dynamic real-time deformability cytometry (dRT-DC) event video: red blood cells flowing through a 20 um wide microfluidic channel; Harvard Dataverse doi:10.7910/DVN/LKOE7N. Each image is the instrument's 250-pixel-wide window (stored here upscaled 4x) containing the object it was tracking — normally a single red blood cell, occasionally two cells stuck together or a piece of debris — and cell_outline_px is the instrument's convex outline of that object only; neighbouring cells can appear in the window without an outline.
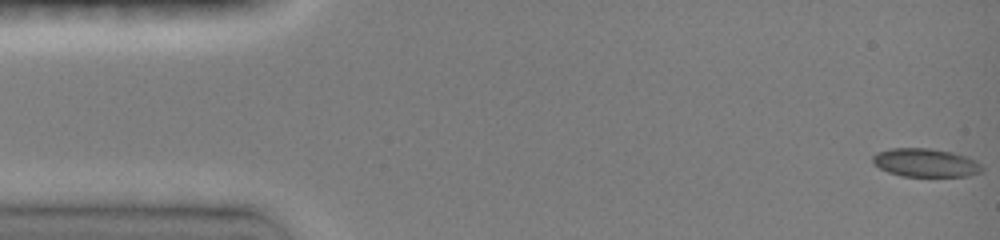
{"species": "common noctule bat (a hibernating species)", "species_latin": "Nyctalus noctula", "temperature_condition": "room temperature", "stored_images_in_passage": 47, "camera_frame_rate_fps": 3000, "um_per_image_px": 0.085, "animal": {"sex": "female", "body_mass_g": 19.0, "forearm_length_mm": 51.5}, "frame": {"image": 1, "passage_image": 1, "time_ms": 0.0, "image_size_px": [1000, 240], "cell_outline_px": [[984, 172], [968, 176], [900, 176], [888, 172], [872, 164], [872, 156], [876, 152], [892, 148], [928, 148], [952, 152], [964, 156], [980, 164], [984, 168]], "centroid_in_image_um": [78.64, 13.84], "position_along_channel_um": 6.4, "area_um2": 18.15}}
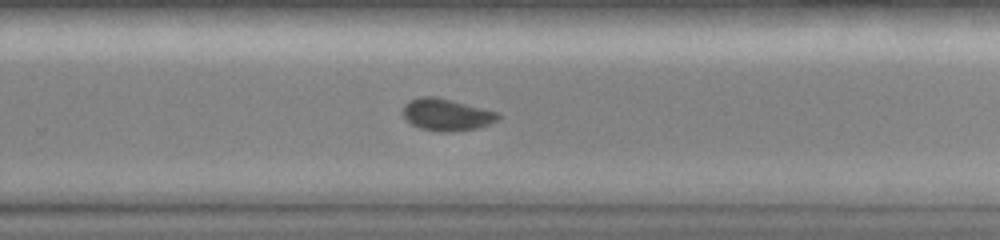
{"frame": {"image": 2, "passage_image": 31, "time_ms": 10.0, "image_size_px": [1000, 240], "cell_outline_px": [[500, 120], [476, 128], [444, 132], [440, 132], [420, 128], [412, 124], [404, 116], [404, 104], [408, 100], [420, 96], [432, 96], [500, 112]], "centroid_in_image_um": [37.97, 9.74], "position_along_channel_um": 291.8, "area_um2": 17.51}}
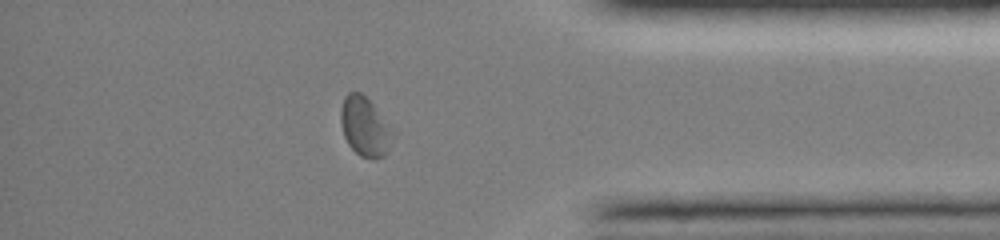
{"frame": {"image": 3, "passage_image": 40, "time_ms": 13.0, "image_size_px": [1000, 240], "cell_outline_px": [[396, 136], [388, 152], [384, 156], [376, 160], [372, 160], [360, 156], [348, 144], [344, 136], [340, 124], [340, 108], [344, 96], [348, 92], [360, 92], [396, 128]], "centroid_in_image_um": [31.08, 10.8], "position_along_channel_um": 404.1, "area_um2": 18.79}, "authors_computed_cell_mechanics": {"area_um2": 17.6868, "velocity_mm_per_s": 4.1077, "shape_relaxation_time_tau1_ms": null, "shape_relaxation_time_tau2_ms": 3.5009, "deformation_change_tau1": null, "deformation_change_tau2": 0.0573}}